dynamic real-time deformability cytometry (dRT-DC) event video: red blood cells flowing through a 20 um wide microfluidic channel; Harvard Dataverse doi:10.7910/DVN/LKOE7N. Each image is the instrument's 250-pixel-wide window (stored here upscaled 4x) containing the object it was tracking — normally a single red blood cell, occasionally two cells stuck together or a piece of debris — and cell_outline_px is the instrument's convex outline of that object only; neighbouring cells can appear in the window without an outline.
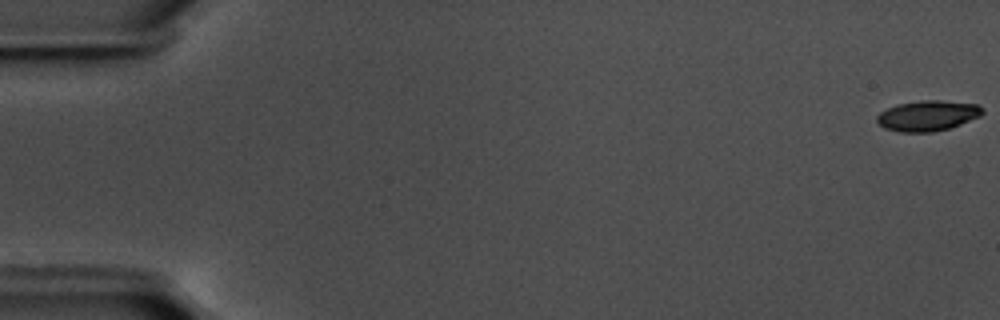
{"species": "common noctule bat (a hibernating species)", "species_latin": "Nyctalus noctula", "temperature_condition": "warm", "stored_images_in_passage": 15, "camera_frame_rate_fps": 3000, "um_per_image_px": 0.085, "animal": {"sex": "male", "body_mass_g": 17.5, "forearm_length_mm": 52.3}, "frame": {"image": 1, "passage_image": 1, "time_ms": 0.0, "image_size_px": [1000, 320], "cell_outline_px": [[980, 112], [956, 124], [944, 128], [892, 128], [884, 124], [880, 120], [880, 116], [896, 108], [908, 104], [972, 104], [980, 108]], "centroid_in_image_um": [78.92, 9.83], "position_along_channel_um": 6.1, "area_um2": 13.93}}
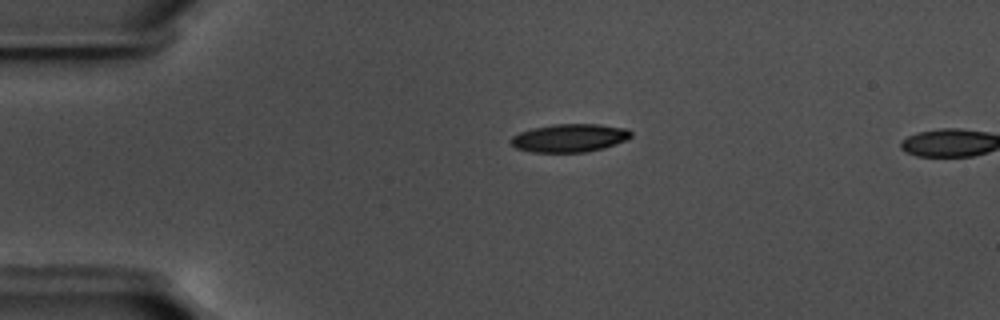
{"frame": {"image": 2, "passage_image": 14, "time_ms": 4.333, "image_size_px": [1000, 320], "cell_outline_px": [[628, 136], [620, 140], [608, 144], [592, 148], [564, 152], [556, 152], [528, 148], [516, 144], [516, 140], [520, 136], [532, 132], [548, 128], [612, 128], [628, 132]], "centroid_in_image_um": [48.46, 11.79], "position_along_channel_um": 36.5, "area_um2": 14.45}}